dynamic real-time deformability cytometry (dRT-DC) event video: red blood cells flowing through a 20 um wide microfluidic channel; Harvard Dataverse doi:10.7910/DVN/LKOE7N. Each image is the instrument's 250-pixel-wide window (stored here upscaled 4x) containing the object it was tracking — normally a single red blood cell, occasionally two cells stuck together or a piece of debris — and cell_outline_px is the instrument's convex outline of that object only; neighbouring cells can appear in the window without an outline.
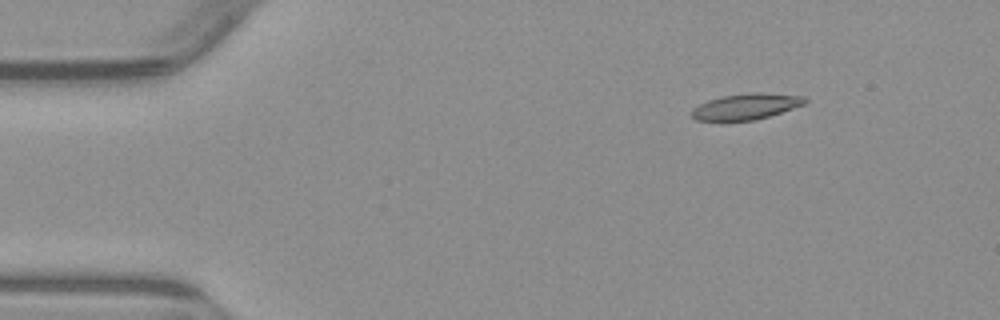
{"species": "common noctule bat (a hibernating species)", "species_latin": "Nyctalus noctula", "temperature_condition": "warm", "stored_images_in_passage": 4, "camera_frame_rate_fps": 3000, "um_per_image_px": 0.085, "animal": {"sex": "male", "body_mass_g": 23.1, "forearm_length_mm": 52.7}, "frame": {"image": 1, "passage_image": 2, "time_ms": 1.333, "image_size_px": [1000, 320], "cell_outline_px": [[808, 100], [804, 104], [768, 116], [752, 120], [696, 120], [692, 116], [692, 108], [708, 100], [720, 96], [752, 92], [760, 92], [804, 96]], "centroid_in_image_um": [63.41, 9.03], "position_along_channel_um": 21.6, "area_um2": 16.88}}